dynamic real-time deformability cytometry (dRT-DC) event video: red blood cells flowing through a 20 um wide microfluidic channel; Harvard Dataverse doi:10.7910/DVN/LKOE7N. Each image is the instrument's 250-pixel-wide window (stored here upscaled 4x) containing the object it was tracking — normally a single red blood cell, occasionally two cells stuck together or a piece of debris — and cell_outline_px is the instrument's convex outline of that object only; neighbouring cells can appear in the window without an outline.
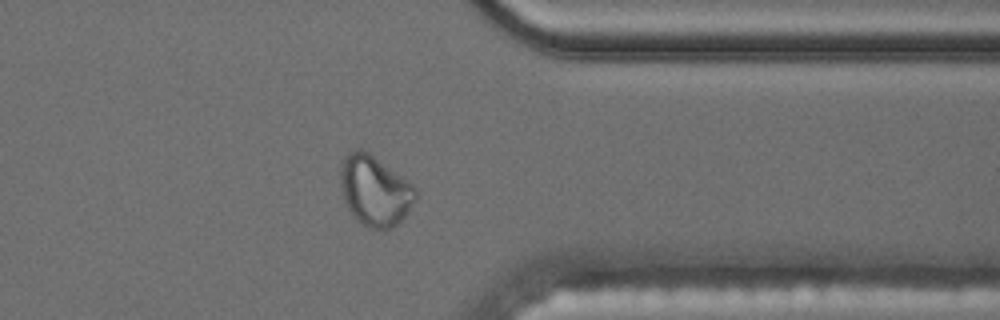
{"species": "common noctule bat (a hibernating species)", "species_latin": "Nyctalus noctula", "temperature_condition": "cold", "stored_images_in_passage": 43, "camera_frame_rate_fps": 3000, "um_per_image_px": 0.085, "animal": {"sex": "male", "body_mass_g": 17.5, "forearm_length_mm": 52.3}, "frame": {"image": 1, "passage_image": 31, "time_ms": 10.0, "image_size_px": [1000, 320], "cell_outline_px": [[416, 196], [404, 216], [396, 224], [388, 228], [372, 228], [356, 220], [352, 216], [344, 200], [340, 184], [340, 168], [344, 156], [348, 152], [356, 148], [360, 148], [368, 152], [408, 180], [416, 188]], "centroid_in_image_um": [31.82, 16.17], "position_along_channel_um": 379.6, "area_um2": 30.4}}